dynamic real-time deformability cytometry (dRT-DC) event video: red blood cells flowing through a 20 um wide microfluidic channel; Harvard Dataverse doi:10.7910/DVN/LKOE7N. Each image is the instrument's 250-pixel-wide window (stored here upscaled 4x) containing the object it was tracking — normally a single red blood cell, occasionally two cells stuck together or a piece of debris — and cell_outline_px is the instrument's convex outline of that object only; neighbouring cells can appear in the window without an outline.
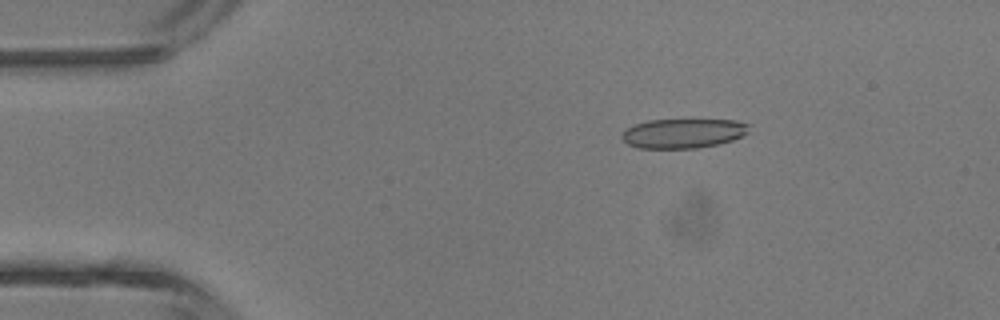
{"species": "common noctule bat (a hibernating species)", "species_latin": "Nyctalus noctula", "temperature_condition": "room temperature", "stored_images_in_passage": 4, "camera_frame_rate_fps": 3000, "um_per_image_px": 0.085, "animal": {"sex": "male", "body_mass_g": 13.3}, "frame": {"image": 1, "passage_image": 2, "time_ms": 1.333, "image_size_px": [1000, 320], "cell_outline_px": [[752, 124], [748, 132], [732, 140], [720, 144], [696, 148], [636, 148], [628, 144], [620, 136], [624, 128], [648, 120], [732, 120]], "centroid_in_image_um": [58.06, 11.33], "position_along_channel_um": 26.9, "area_um2": 21.96}}